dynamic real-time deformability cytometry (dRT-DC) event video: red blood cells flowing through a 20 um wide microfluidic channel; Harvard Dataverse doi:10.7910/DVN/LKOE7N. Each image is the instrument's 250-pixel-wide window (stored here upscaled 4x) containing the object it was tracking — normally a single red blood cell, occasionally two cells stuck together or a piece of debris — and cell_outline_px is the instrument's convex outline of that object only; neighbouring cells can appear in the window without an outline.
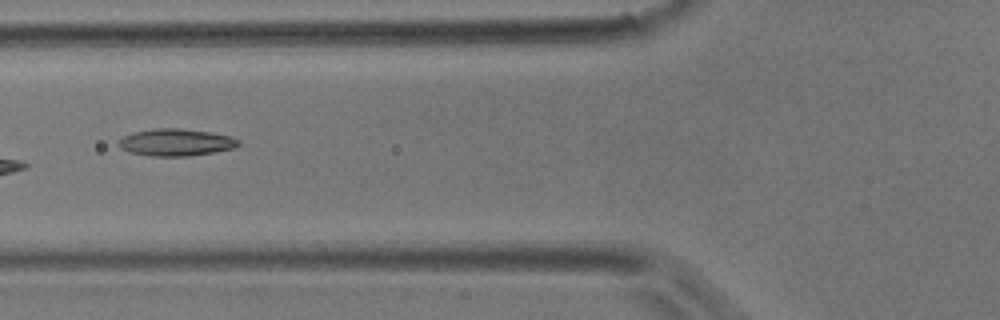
{"species": "common noctule bat (a hibernating species)", "species_latin": "Nyctalus noctula", "temperature_condition": "room temperature", "stored_images_in_passage": 6, "camera_frame_rate_fps": 3000, "um_per_image_px": 0.085, "animal": {"sex": "male", "body_mass_g": 17.9}, "frame": {"image": 1, "passage_image": 6, "time_ms": 1.667, "image_size_px": [1000, 320], "cell_outline_px": [[240, 144], [232, 148], [216, 152], [188, 156], [152, 156], [132, 152], [120, 148], [116, 144], [124, 136], [132, 132], [156, 128], [180, 128], [212, 132], [228, 136], [240, 140]], "centroid_in_image_um": [14.95, 12.09], "position_along_channel_um": 110.8, "area_um2": 18.9}}